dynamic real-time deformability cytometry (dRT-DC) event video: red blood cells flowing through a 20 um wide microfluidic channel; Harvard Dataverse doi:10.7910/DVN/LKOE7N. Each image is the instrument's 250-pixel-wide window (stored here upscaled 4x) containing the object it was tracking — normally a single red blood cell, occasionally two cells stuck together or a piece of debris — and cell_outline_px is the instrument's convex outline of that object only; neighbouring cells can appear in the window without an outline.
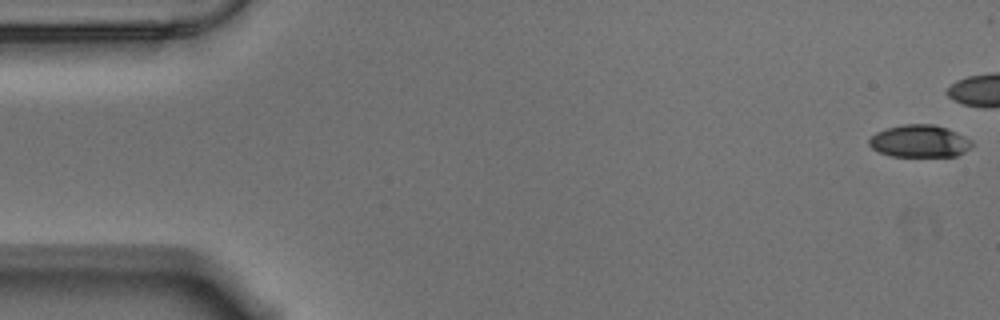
{"species": "Egyptian fruit bat (a non-hibernating species)", "species_latin": "Rousettus aegyptiacus", "temperature_condition": "warm", "stored_images_in_passage": 44, "camera_frame_rate_fps": 3000, "um_per_image_px": 0.085, "animal": {"sex": "male"}, "frame": {"image": 1, "passage_image": 1, "time_ms": 0.0, "image_size_px": [1000, 320], "cell_outline_px": [[972, 144], [964, 152], [956, 156], [888, 156], [872, 148], [868, 144], [868, 140], [876, 132], [884, 128], [904, 124], [932, 124], [956, 132], [972, 140]], "centroid_in_image_um": [78.12, 12.0], "position_along_channel_um": 6.9, "area_um2": 19.31}}
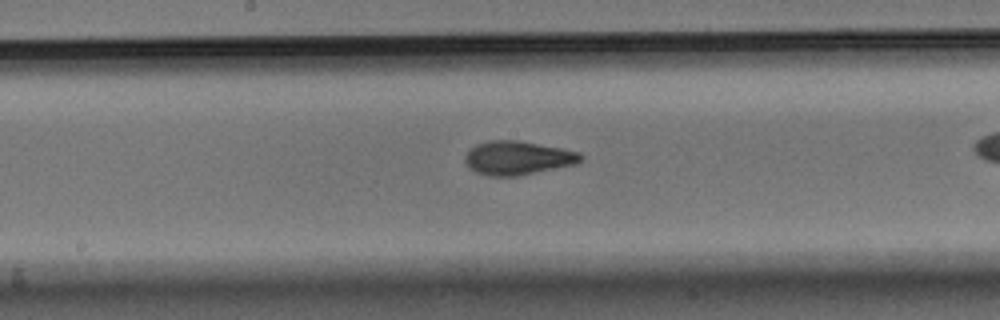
{"frame": {"image": 2, "passage_image": 29, "time_ms": 9.333, "image_size_px": [1000, 320], "cell_outline_px": [[584, 156], [576, 164], [516, 176], [488, 176], [476, 172], [468, 168], [464, 160], [464, 156], [476, 144], [488, 140], [516, 140], [564, 148], [580, 152]], "centroid_in_image_um": [43.99, 13.42], "position_along_channel_um": 204.2, "area_um2": 22.83}}
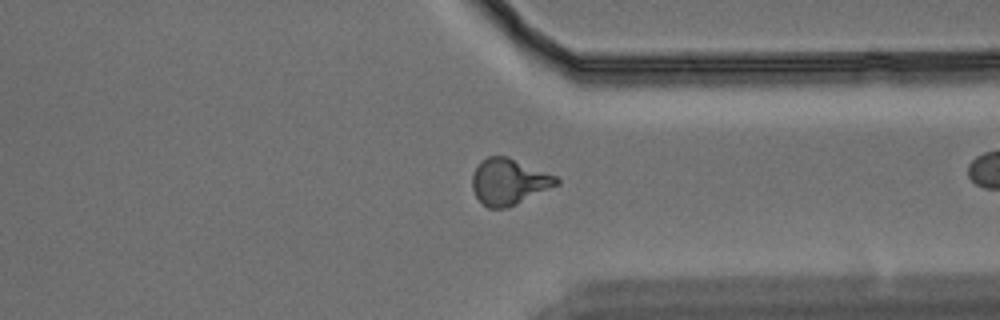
{"frame": {"image": 3, "passage_image": 43, "time_ms": 14.0, "image_size_px": [1000, 320], "cell_outline_px": [[560, 184], [508, 208], [488, 208], [476, 196], [472, 188], [472, 176], [480, 160], [488, 156], [508, 156], [556, 176], [560, 180]], "centroid_in_image_um": [43.26, 15.44], "position_along_channel_um": 368.1, "area_um2": 22.66}}